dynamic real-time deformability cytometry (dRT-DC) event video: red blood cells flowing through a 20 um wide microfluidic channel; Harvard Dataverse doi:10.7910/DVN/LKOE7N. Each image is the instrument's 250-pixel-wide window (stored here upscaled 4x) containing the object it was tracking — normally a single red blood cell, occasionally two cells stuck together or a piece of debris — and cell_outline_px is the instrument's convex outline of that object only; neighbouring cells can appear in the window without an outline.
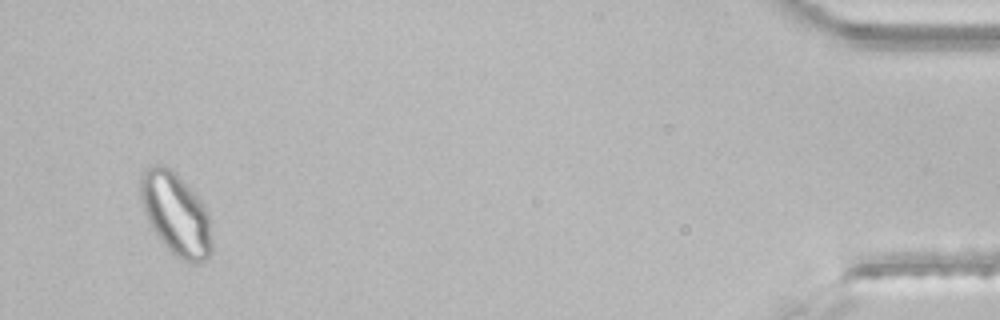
{"species": "common noctule bat (a hibernating species)", "species_latin": "Nyctalus noctula", "temperature_condition": "room temperature", "stored_images_in_passage": 44, "segment_of_instrument_passage": [2, 2], "camera_frame_rate_fps": 3000, "um_per_image_px": 0.085, "animal": {"sex": "male", "body_mass_g": 21.5, "forearm_length_mm": 52.0}, "frame": {"image": 1, "passage_image": 42, "time_ms": 13.667, "image_size_px": [1000, 320], "cell_outline_px": [[212, 252], [204, 260], [196, 264], [184, 260], [176, 256], [160, 240], [152, 228], [144, 212], [140, 200], [140, 176], [144, 168], [152, 164], [156, 164], [168, 168], [176, 172], [200, 200], [208, 216], [212, 240]], "centroid_in_image_um": [14.92, 18.17], "position_along_channel_um": 420.3, "area_um2": 34.04}}